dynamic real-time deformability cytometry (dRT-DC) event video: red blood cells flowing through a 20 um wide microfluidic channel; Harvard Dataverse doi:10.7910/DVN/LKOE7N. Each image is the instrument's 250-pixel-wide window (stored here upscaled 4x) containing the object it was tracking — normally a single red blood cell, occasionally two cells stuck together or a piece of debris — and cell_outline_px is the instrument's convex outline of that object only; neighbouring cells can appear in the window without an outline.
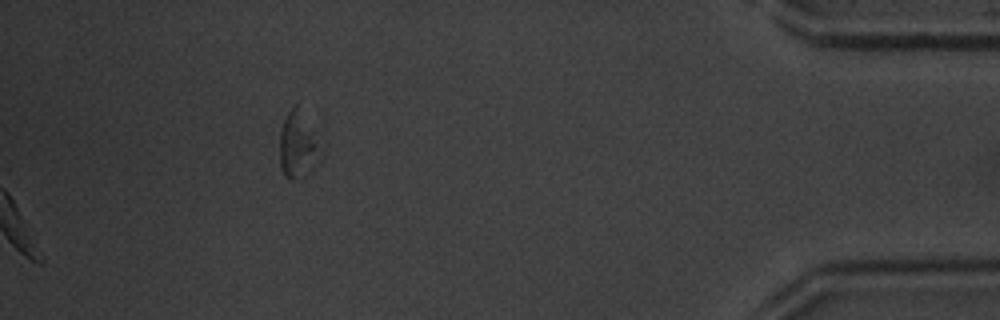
{"species": "common noctule bat (a hibernating species)", "species_latin": "Nyctalus noctula", "temperature_condition": "warm", "stored_images_in_passage": 34, "segment_of_instrument_passage": [2, 2], "camera_frame_rate_fps": 3000, "um_per_image_px": 0.085, "animal": {"sex": "male", "body_mass_g": 20.1, "forearm_length_mm": 53.5}, "frame": {"image": 1, "passage_image": 34, "time_ms": 11.0, "image_size_px": [1000, 320], "cell_outline_px": [[324, 152], [320, 160], [292, 180], [284, 176], [280, 168], [280, 132], [284, 120], [292, 104], [300, 100]], "centroid_in_image_um": [25.35, 12.16], "position_along_channel_um": 409.9, "area_um2": 16.3}}